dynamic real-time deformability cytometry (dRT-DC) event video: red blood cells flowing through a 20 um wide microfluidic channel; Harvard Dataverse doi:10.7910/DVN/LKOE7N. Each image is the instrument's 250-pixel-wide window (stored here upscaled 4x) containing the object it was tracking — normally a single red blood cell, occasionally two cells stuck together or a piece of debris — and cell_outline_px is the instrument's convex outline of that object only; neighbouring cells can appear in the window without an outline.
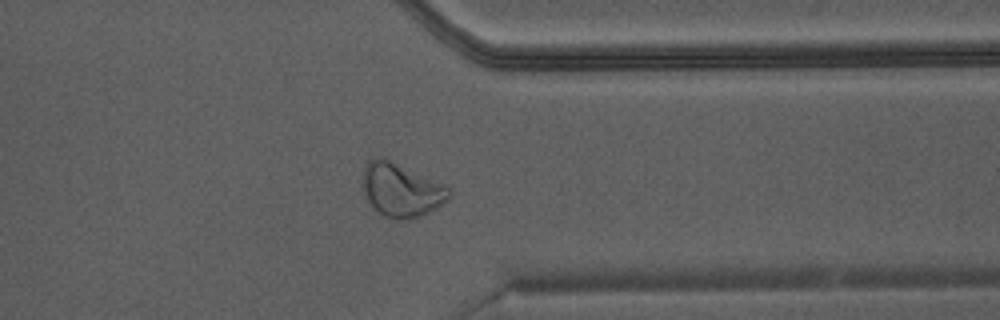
{"species": "Egyptian fruit bat (a non-hibernating species)", "species_latin": "Rousettus aegyptiacus", "temperature_condition": "warm", "stored_images_in_passage": 38, "camera_frame_rate_fps": 3000, "um_per_image_px": 0.085, "animal": {"sex": "male"}, "frame": {"image": 1, "passage_image": 33, "time_ms": 10.667, "image_size_px": [1000, 320], "cell_outline_px": [[452, 196], [444, 204], [420, 216], [408, 220], [400, 220], [384, 216], [368, 204], [360, 184], [364, 168], [368, 160], [376, 156], [384, 156], [444, 184], [452, 192]], "centroid_in_image_um": [34.07, 16.13], "position_along_channel_um": 377.3, "area_um2": 27.74}}